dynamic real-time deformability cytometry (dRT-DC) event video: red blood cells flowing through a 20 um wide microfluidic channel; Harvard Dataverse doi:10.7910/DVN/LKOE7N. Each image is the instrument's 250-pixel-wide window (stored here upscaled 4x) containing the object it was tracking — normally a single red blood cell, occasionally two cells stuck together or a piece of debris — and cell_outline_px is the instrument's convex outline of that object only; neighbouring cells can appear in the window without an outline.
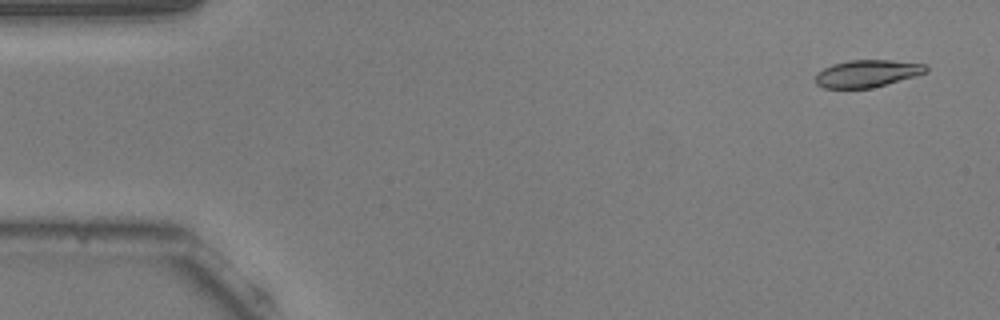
{"species": "common noctule bat (a hibernating species)", "species_latin": "Nyctalus noctula", "temperature_condition": "warm", "stored_images_in_passage": 9, "camera_frame_rate_fps": 3000, "um_per_image_px": 0.085, "animal": {"sex": "male", "body_mass_g": 20.5, "forearm_length_mm": 52.5}, "frame": {"image": 1, "passage_image": 1, "time_ms": 0.0, "image_size_px": [1000, 320], "cell_outline_px": [[928, 72], [916, 76], [872, 88], [824, 88], [816, 84], [816, 72], [832, 64], [848, 60], [892, 60], [924, 64], [928, 68]], "centroid_in_image_um": [73.71, 6.24], "position_along_channel_um": 11.3, "area_um2": 17.63}}